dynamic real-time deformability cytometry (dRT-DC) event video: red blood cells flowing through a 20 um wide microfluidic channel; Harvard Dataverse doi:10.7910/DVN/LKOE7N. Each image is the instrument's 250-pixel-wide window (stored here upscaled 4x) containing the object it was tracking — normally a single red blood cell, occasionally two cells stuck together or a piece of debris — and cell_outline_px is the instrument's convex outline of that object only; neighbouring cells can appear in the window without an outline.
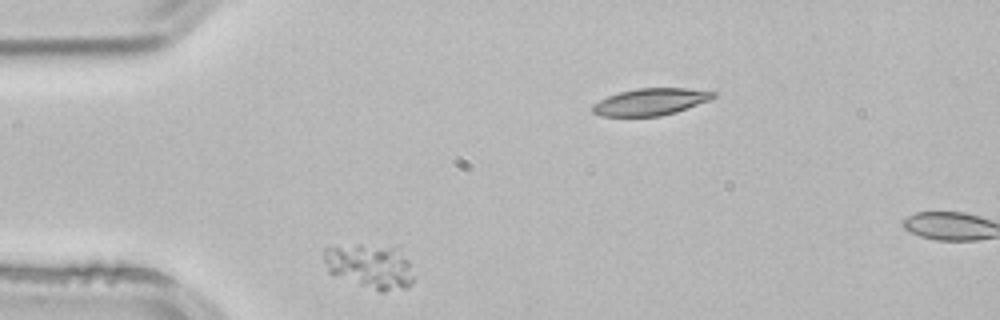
{"species": "common noctule bat (a hibernating species)", "species_latin": "Nyctalus noctula", "temperature_condition": "room temperature", "stored_images_in_passage": 4, "camera_frame_rate_fps": 3000, "um_per_image_px": 0.085, "animal": {"sex": "male", "body_mass_g": 21.5, "forearm_length_mm": 52.0}, "frame": {"image": 1, "passage_image": 3, "time_ms": 0.667, "image_size_px": [1000, 320], "cell_outline_px": [[416, 280], [412, 284], [404, 288], [384, 292], [380, 292], [328, 272], [324, 260], [324, 248], [356, 244], [360, 244], [392, 248], [408, 260]], "centroid_in_image_um": [31.46, 22.65], "position_along_channel_um": 53.5, "area_um2": 22.89}}